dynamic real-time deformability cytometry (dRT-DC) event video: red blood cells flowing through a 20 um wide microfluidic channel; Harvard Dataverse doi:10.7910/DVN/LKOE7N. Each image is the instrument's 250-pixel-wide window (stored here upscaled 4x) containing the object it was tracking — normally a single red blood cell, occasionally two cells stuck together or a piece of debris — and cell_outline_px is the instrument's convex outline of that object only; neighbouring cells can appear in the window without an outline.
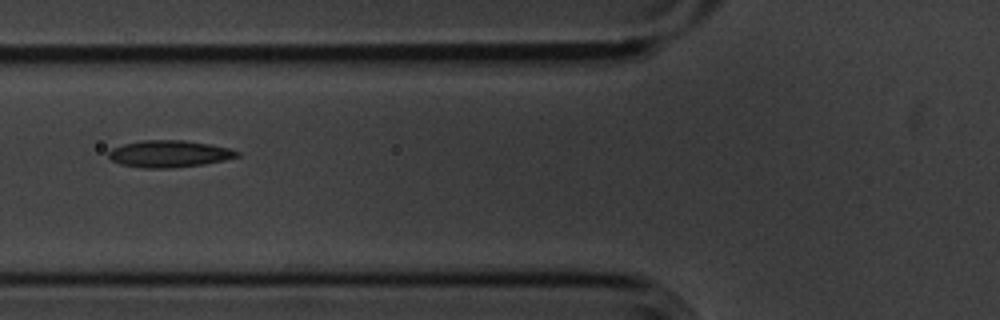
{"species": "common noctule bat (a hibernating species)", "species_latin": "Nyctalus noctula", "temperature_condition": "cold", "stored_images_in_passage": 9, "camera_frame_rate_fps": 3000, "um_per_image_px": 0.085, "animal": {"sex": "male", "body_mass_g": 20.1, "forearm_length_mm": 53.5}, "frame": {"image": 1, "passage_image": 7, "time_ms": 2.0, "image_size_px": [1000, 320], "cell_outline_px": [[240, 156], [224, 160], [204, 164], [172, 168], [144, 168], [120, 164], [112, 160], [108, 156], [108, 152], [112, 148], [124, 144], [144, 140], [184, 140], [208, 144], [228, 148], [240, 152]], "centroid_in_image_um": [14.38, 13.08], "position_along_channel_um": 111.4, "area_um2": 20.06}}
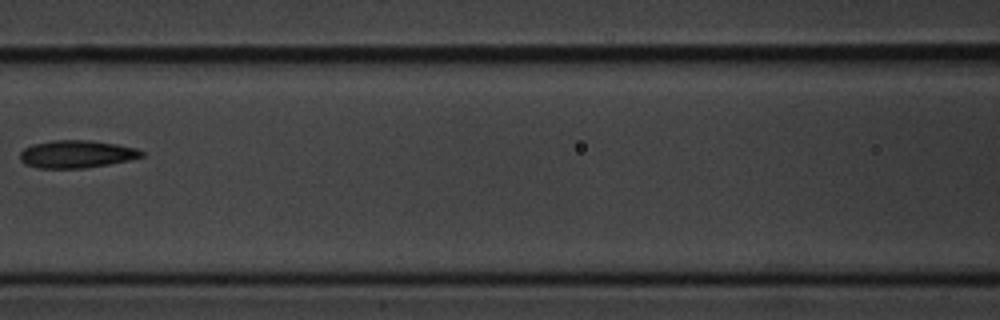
{"frame": {"image": 2, "passage_image": 8, "time_ms": 2.333, "image_size_px": [1000, 320], "cell_outline_px": [[144, 156], [128, 160], [108, 164], [84, 168], [36, 168], [24, 164], [20, 160], [20, 152], [24, 148], [32, 144], [52, 140], [92, 140], [116, 144], [136, 148], [144, 152]], "centroid_in_image_um": [6.47, 13.09], "position_along_channel_um": 160.1, "area_um2": 19.65}}
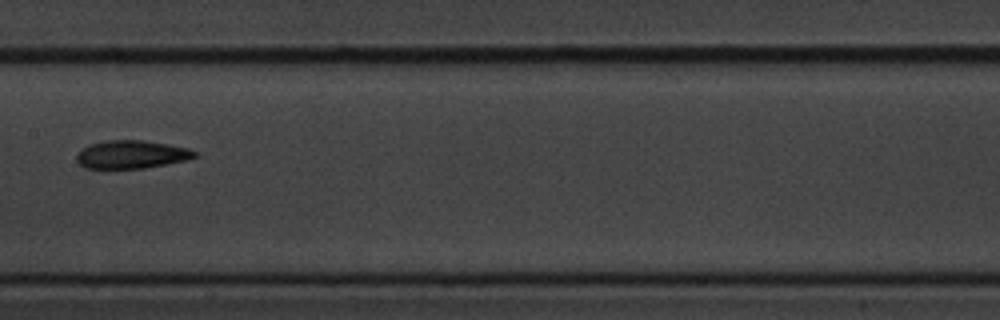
{"frame": {"image": 3, "passage_image": 9, "time_ms": 2.667, "image_size_px": [1000, 320], "cell_outline_px": [[200, 156], [188, 160], [144, 168], [84, 168], [76, 160], [76, 156], [80, 148], [88, 144], [108, 140], [140, 140], [168, 144], [188, 148], [196, 152]], "centroid_in_image_um": [11.17, 13.12], "position_along_channel_um": 196.2, "area_um2": 19.48}}